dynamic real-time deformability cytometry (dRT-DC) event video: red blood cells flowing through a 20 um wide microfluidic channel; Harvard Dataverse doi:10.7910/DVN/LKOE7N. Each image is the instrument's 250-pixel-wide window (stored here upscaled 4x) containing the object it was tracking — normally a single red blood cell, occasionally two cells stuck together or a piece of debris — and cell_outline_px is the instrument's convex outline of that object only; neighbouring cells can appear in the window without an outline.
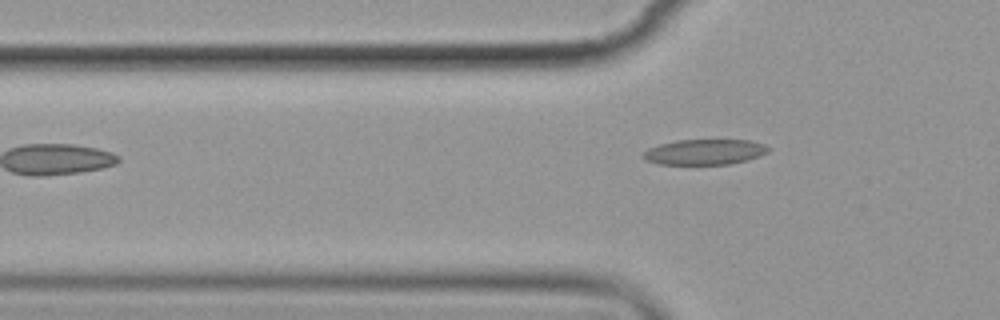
{"species": "common noctule bat (a hibernating species)", "species_latin": "Nyctalus noctula", "temperature_condition": "cold", "stored_images_in_passage": 3, "camera_frame_rate_fps": 3000, "um_per_image_px": 0.085, "animal": {"sex": "female", "body_mass_g": 19.9}, "frame": {"image": 1, "passage_image": 3, "time_ms": 2.333, "image_size_px": [1000, 320], "cell_outline_px": [[768, 152], [760, 156], [748, 160], [732, 164], [660, 164], [644, 160], [644, 152], [648, 148], [660, 144], [676, 140], [748, 140], [764, 144], [768, 148]], "centroid_in_image_um": [59.91, 12.92], "position_along_channel_um": 65.9, "area_um2": 18.5}}